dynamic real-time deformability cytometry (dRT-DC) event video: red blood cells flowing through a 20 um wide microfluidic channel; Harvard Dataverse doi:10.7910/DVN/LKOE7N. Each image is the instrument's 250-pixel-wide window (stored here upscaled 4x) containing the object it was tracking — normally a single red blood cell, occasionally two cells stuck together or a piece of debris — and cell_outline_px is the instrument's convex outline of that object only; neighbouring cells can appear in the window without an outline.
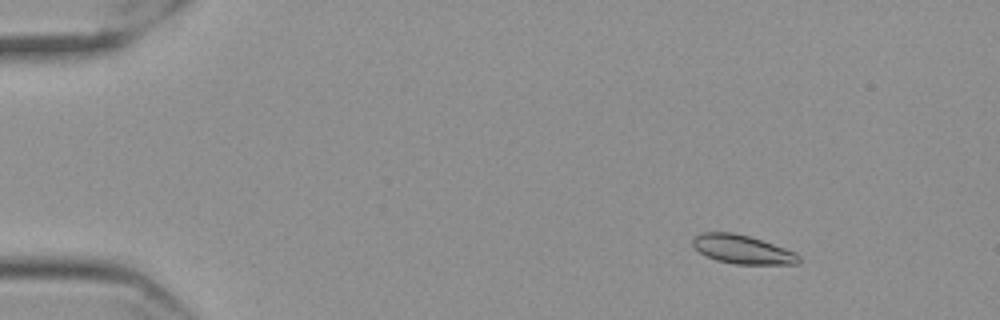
{"species": "Egyptian fruit bat (a non-hibernating species)", "species_latin": "Rousettus aegyptiacus", "temperature_condition": "cold", "stored_images_in_passage": 53, "camera_frame_rate_fps": 3000, "um_per_image_px": 0.085, "frame": {"image": 1, "passage_image": 3, "time_ms": 0.667, "image_size_px": [1000, 320], "cell_outline_px": [[800, 264], [736, 264], [716, 260], [700, 252], [692, 244], [692, 240], [700, 232], [732, 232], [748, 236], [796, 252], [800, 256]], "centroid_in_image_um": [63.11, 21.2], "position_along_channel_um": 21.9, "area_um2": 17.57}}
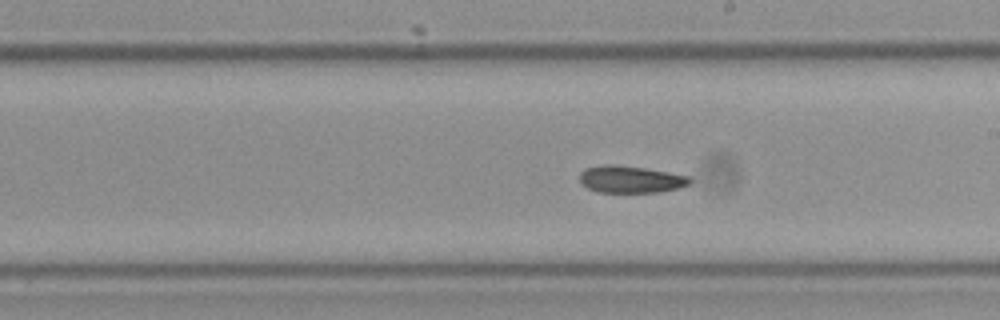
{"frame": {"image": 2, "passage_image": 29, "time_ms": 9.333, "image_size_px": [1000, 320], "cell_outline_px": [[692, 180], [688, 184], [680, 188], [660, 192], [596, 192], [580, 184], [580, 172], [584, 168], [604, 164], [616, 164], [644, 168], [668, 172], [688, 176]], "centroid_in_image_um": [53.56, 15.24], "position_along_channel_um": 235.4, "area_um2": 17.51}}
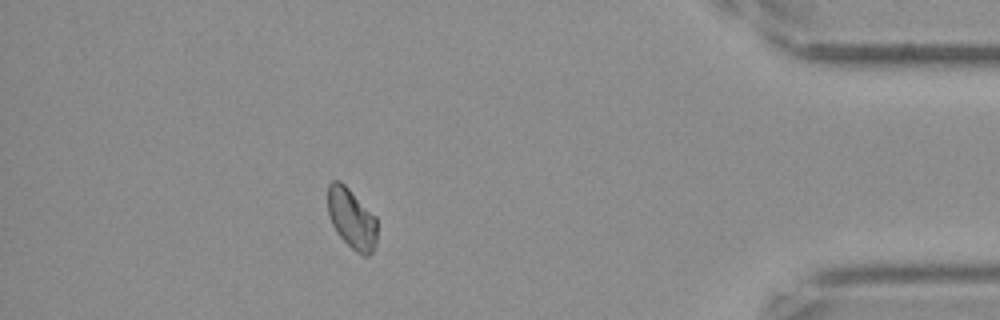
{"frame": {"image": 3, "passage_image": 47, "time_ms": 15.333, "image_size_px": [1000, 320], "cell_outline_px": [[376, 244], [372, 252], [368, 256], [364, 256], [356, 252], [336, 232], [328, 216], [328, 184], [332, 180], [340, 180], [376, 216]], "centroid_in_image_um": [29.88, 18.58], "position_along_channel_um": 405.3, "area_um2": 17.34}, "authors_computed_cell_mechanics": {"area_um2": 17.6868, "velocity_mm_per_s": 3.5364, "shape_relaxation_time_tau1_ms": 4.524, "shape_relaxation_time_tau2_ms": 2.2548, "deformation_change_tau1": 0.0976, "deformation_change_tau2": 0.0531}}